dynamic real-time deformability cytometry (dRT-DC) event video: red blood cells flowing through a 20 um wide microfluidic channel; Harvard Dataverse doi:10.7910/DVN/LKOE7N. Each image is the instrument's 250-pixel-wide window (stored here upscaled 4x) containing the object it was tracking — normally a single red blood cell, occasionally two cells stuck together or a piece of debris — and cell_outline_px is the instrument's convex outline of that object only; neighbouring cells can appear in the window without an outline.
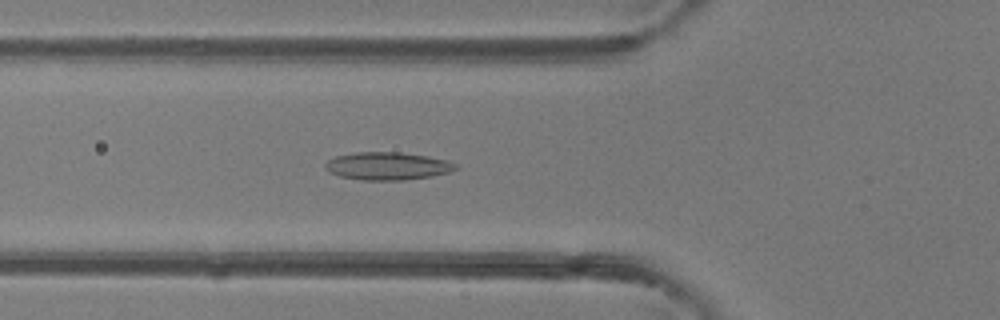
{"species": "common noctule bat (a hibernating species)", "species_latin": "Nyctalus noctula", "temperature_condition": "room temperature", "stored_images_in_passage": 46, "camera_frame_rate_fps": 3000, "um_per_image_px": 0.085, "animal": {"sex": "female"}, "frame": {"image": 1, "passage_image": 16, "time_ms": 5.0, "image_size_px": [1000, 320], "cell_outline_px": [[456, 168], [448, 172], [432, 176], [404, 180], [364, 180], [340, 176], [328, 172], [324, 168], [324, 164], [328, 160], [336, 156], [356, 152], [400, 152], [428, 156], [448, 160], [456, 164]], "centroid_in_image_um": [32.91, 14.11], "position_along_channel_um": 92.9, "area_um2": 21.1}}
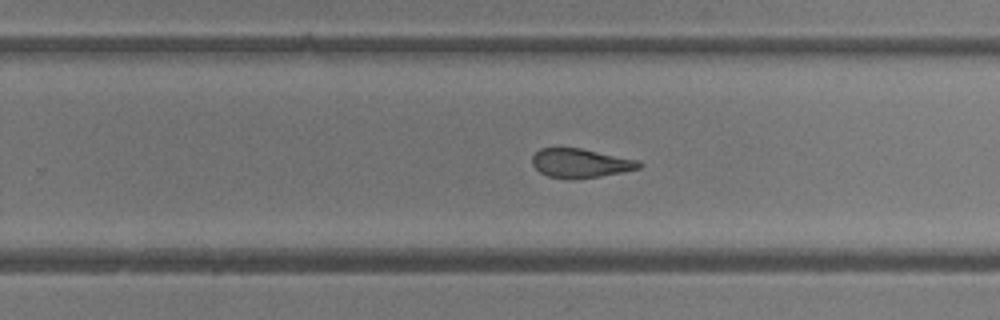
{"frame": {"image": 2, "passage_image": 29, "time_ms": 9.333, "image_size_px": [1000, 320], "cell_outline_px": [[644, 164], [640, 168], [624, 172], [600, 176], [572, 180], [548, 176], [540, 172], [532, 164], [532, 156], [540, 148], [580, 148], [640, 160]], "centroid_in_image_um": [49.37, 13.87], "position_along_channel_um": 280.4, "area_um2": 18.26}}
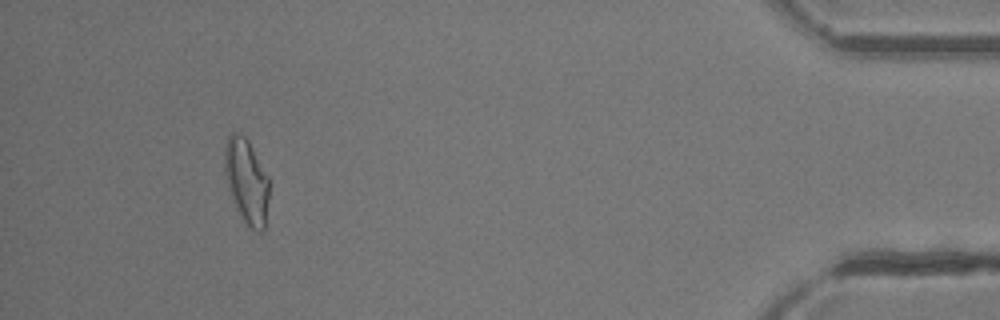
{"frame": {"image": 3, "passage_image": 43, "time_ms": 14.0, "image_size_px": [1000, 320], "cell_outline_px": [[268, 200], [264, 228], [260, 232], [256, 232], [244, 220], [232, 196], [224, 172], [224, 148], [228, 136], [232, 132], [236, 132], [244, 136], [248, 140], [268, 176]], "centroid_in_image_um": [20.95, 15.33], "position_along_channel_um": 414.2, "area_um2": 21.44}, "authors_computed_cell_mechanics": {"area_um2": 20.4612, "velocity_mm_per_s": 4.3244, "shape_relaxation_time_tau1_ms": null, "shape_relaxation_time_tau2_ms": 2.0435, "deformation_change_tau1": null, "deformation_change_tau2": 0.0934}}